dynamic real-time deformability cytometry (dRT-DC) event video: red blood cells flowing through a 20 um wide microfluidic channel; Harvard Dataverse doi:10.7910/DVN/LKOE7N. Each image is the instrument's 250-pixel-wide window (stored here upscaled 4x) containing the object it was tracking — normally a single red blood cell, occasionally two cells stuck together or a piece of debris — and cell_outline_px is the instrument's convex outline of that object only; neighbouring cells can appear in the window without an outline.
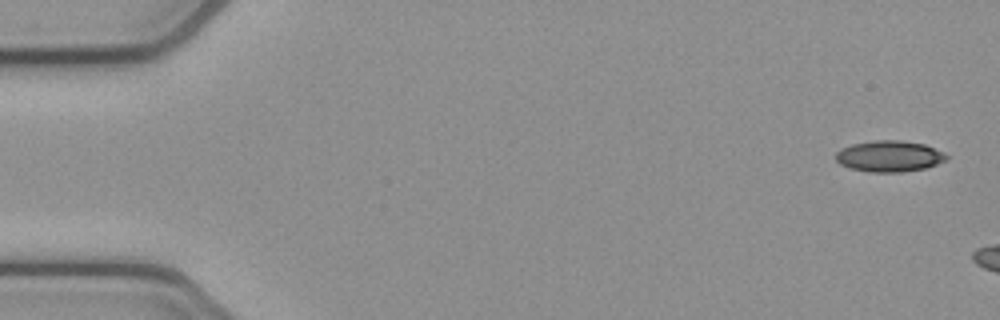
{"species": "common noctule bat (a hibernating species)", "species_latin": "Nyctalus noctula", "temperature_condition": "cold", "stored_images_in_passage": 4, "camera_frame_rate_fps": 3000, "um_per_image_px": 0.085, "animal": {"sex": "female", "body_mass_g": 21.9}, "frame": {"image": 1, "passage_image": 1, "time_ms": 0.0, "image_size_px": [1000, 320], "cell_outline_px": [[948, 160], [924, 168], [900, 172], [868, 172], [848, 168], [840, 164], [836, 160], [836, 152], [840, 148], [852, 144], [872, 140], [900, 140], [924, 144], [944, 152], [948, 156]], "centroid_in_image_um": [75.57, 13.27], "position_along_channel_um": 9.4, "area_um2": 20.23}}